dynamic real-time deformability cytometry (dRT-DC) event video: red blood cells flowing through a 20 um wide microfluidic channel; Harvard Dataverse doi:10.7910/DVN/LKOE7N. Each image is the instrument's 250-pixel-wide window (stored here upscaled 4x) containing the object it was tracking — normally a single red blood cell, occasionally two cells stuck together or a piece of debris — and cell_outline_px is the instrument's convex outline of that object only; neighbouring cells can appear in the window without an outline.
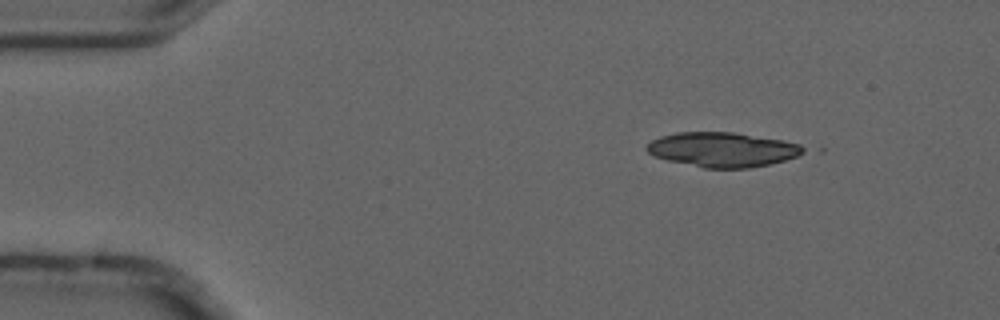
{"species": "common noctule bat (a hibernating species)", "species_latin": "Nyctalus noctula", "temperature_condition": "cold", "stored_images_in_passage": 3, "camera_frame_rate_fps": 3000, "um_per_image_px": 0.085, "animal": {"sex": "male", "forearm_length_mm": 52.5}, "frame": {"image": 1, "passage_image": 2, "time_ms": 0.333, "image_size_px": [1000, 320], "cell_outline_px": [[808, 148], [804, 152], [796, 156], [784, 160], [768, 164], [748, 168], [704, 168], [668, 160], [656, 156], [648, 152], [644, 148], [652, 140], [660, 136], [676, 132], [732, 132], [784, 140], [800, 144]], "centroid_in_image_um": [61.42, 12.71], "position_along_channel_um": 23.6, "area_um2": 31.5}}